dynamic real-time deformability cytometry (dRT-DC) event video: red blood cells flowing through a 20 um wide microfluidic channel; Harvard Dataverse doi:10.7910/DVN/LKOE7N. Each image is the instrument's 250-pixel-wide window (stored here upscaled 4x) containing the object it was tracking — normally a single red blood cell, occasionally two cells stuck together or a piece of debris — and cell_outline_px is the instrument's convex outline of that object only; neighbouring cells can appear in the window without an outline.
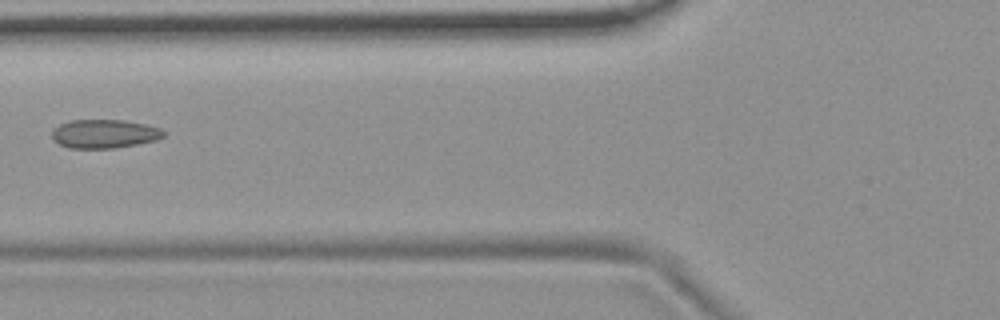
{"species": "common noctule bat (a hibernating species)", "species_latin": "Nyctalus noctula", "temperature_condition": "room temperature", "stored_images_in_passage": 2, "camera_frame_rate_fps": 3000, "um_per_image_px": 0.085, "animal": {"sex": "female", "body_mass_g": 19.9}, "frame": {"image": 1, "passage_image": 2, "time_ms": 0.333, "image_size_px": [1000, 320], "cell_outline_px": [[164, 136], [156, 140], [116, 148], [68, 148], [52, 140], [52, 132], [60, 124], [72, 120], [124, 120], [144, 124], [160, 128], [164, 132]], "centroid_in_image_um": [8.86, 11.38], "position_along_channel_um": 116.9, "area_um2": 18.55}}